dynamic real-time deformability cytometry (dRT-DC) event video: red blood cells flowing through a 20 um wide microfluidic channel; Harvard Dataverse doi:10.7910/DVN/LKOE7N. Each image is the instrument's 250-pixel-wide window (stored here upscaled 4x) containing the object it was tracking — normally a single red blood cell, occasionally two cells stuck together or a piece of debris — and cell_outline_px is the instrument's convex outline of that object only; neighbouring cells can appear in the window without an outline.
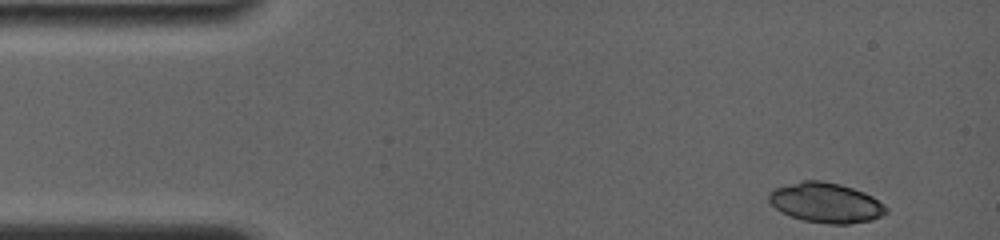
{"species": "common noctule bat (a hibernating species)", "species_latin": "Nyctalus noctula", "temperature_condition": "room temperature", "stored_images_in_passage": 15, "camera_frame_rate_fps": 4000, "um_per_image_px": 0.085, "animal": {"sex": "female", "body_mass_g": 19.0, "forearm_length_mm": 56.7}, "frame": {"image": 1, "passage_image": 1, "time_ms": 0.0, "image_size_px": [1000, 240], "cell_outline_px": [[888, 212], [872, 220], [848, 224], [828, 224], [804, 220], [780, 212], [768, 200], [768, 192], [772, 188], [800, 180], [820, 180], [840, 184], [864, 192], [872, 196], [884, 204], [888, 208]], "centroid_in_image_um": [70.18, 17.22], "position_along_channel_um": 14.8, "area_um2": 27.51}}
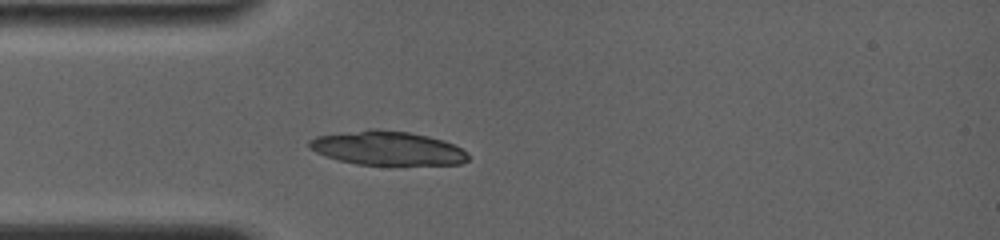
{"frame": {"image": 2, "passage_image": 15, "time_ms": 3.25, "image_size_px": [1000, 240], "cell_outline_px": [[468, 160], [460, 164], [356, 164], [340, 160], [316, 152], [308, 148], [308, 140], [316, 136], [372, 128], [376, 128], [408, 132], [428, 136], [444, 140], [468, 152]], "centroid_in_image_um": [32.91, 12.58], "position_along_channel_um": 52.1, "area_um2": 31.27}}